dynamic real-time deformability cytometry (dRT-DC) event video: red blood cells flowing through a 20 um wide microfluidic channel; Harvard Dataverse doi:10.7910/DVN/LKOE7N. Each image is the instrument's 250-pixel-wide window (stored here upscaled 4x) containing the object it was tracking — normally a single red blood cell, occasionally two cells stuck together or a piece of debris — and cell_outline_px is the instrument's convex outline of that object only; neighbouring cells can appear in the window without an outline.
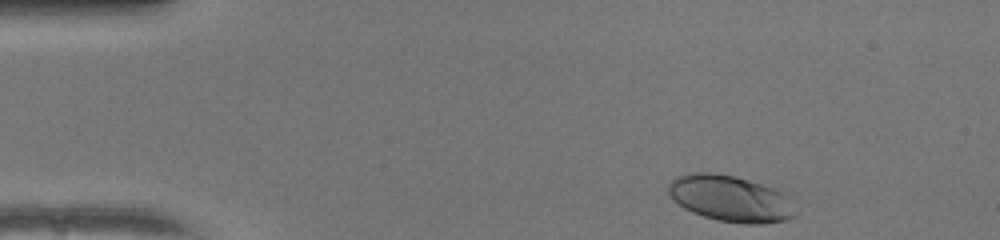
{"species": "human", "species_latin": "Homo sapiens", "temperature_condition": "warm", "stored_images_in_passage": 46, "camera_frame_rate_fps": 3000, "um_per_image_px": 0.085, "donor": {"sex": "female"}, "frame": {"image": 1, "passage_image": 1, "time_ms": 0.0, "image_size_px": [1000, 240], "cell_outline_px": [[796, 216], [788, 220], [764, 224], [748, 224], [716, 220], [692, 212], [684, 208], [672, 200], [668, 192], [668, 184], [676, 176], [692, 172], [712, 172], [736, 176], [788, 192]], "centroid_in_image_um": [62.11, 16.87], "position_along_channel_um": 22.9, "area_um2": 34.8}}
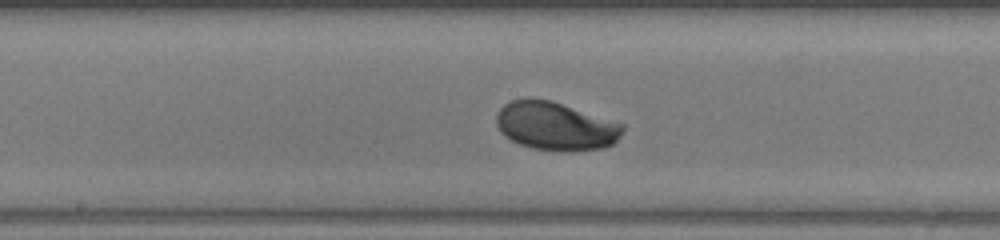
{"frame": {"image": 2, "passage_image": 21, "time_ms": 6.667, "image_size_px": [1000, 240], "cell_outline_px": [[624, 128], [616, 140], [612, 144], [604, 148], [564, 152], [532, 148], [520, 144], [504, 136], [500, 132], [496, 124], [496, 112], [504, 104], [512, 100], [528, 96], [552, 100], [624, 124]], "centroid_in_image_um": [47.18, 10.7], "position_along_channel_um": 201.0, "area_um2": 36.01}}
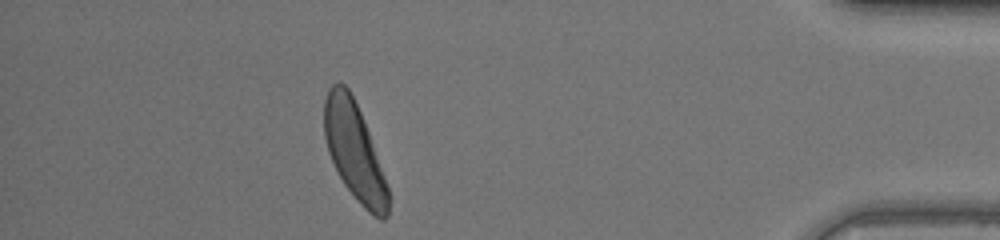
{"frame": {"image": 3, "passage_image": 40, "time_ms": 13.0, "image_size_px": [1000, 240], "cell_outline_px": [[388, 216], [384, 220], [380, 220], [372, 216], [360, 204], [344, 184], [328, 152], [324, 136], [324, 100], [328, 88], [332, 84], [344, 84], [348, 88], [360, 112], [368, 132], [384, 176], [388, 188]], "centroid_in_image_um": [30.1, 12.88], "position_along_channel_um": 405.1, "area_um2": 35.72}, "authors_computed_cell_mechanics": {"area_um2": 34.6511, "velocity_mm_per_s": 4.015, "shape_relaxation_time_tau1_ms": 1.3338, "shape_relaxation_time_tau2_ms": null, "deformation_change_tau1": 0.1085, "deformation_change_tau2": null}}